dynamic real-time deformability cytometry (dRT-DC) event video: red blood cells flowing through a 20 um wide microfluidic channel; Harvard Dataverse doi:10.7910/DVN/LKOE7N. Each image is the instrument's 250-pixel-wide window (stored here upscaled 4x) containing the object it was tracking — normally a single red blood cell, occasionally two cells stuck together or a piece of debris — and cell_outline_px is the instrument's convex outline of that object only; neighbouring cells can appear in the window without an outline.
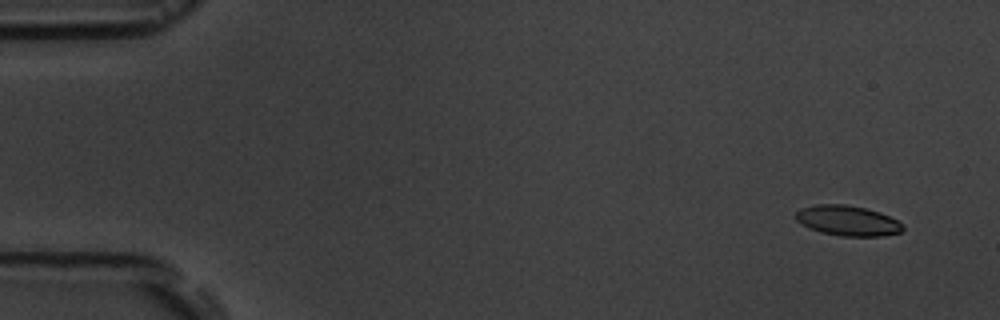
{"species": "common noctule bat (a hibernating species)", "species_latin": "Nyctalus noctula", "temperature_condition": "room temperature", "stored_images_in_passage": 7, "camera_frame_rate_fps": 3000, "um_per_image_px": 0.085, "animal": {"sex": "male", "body_mass_g": 19.5, "forearm_length_mm": 54.6}, "frame": {"image": 1, "passage_image": 2, "time_ms": 1.0, "image_size_px": [1000, 320], "cell_outline_px": [[904, 228], [900, 232], [884, 236], [840, 236], [820, 232], [808, 228], [800, 224], [796, 220], [796, 212], [800, 208], [816, 204], [848, 204], [880, 212], [904, 224]], "centroid_in_image_um": [72.02, 18.75], "position_along_channel_um": 13.0, "area_um2": 19.02}}
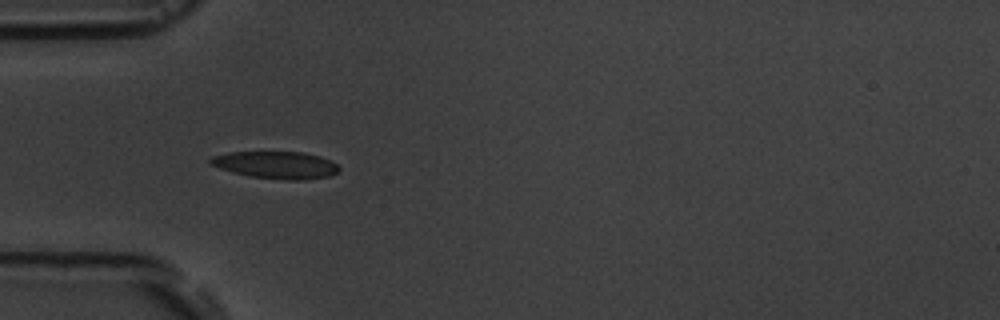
{"frame": {"image": 2, "passage_image": 6, "time_ms": 5.667, "image_size_px": [1000, 320], "cell_outline_px": [[340, 168], [336, 172], [328, 176], [300, 180], [284, 180], [248, 176], [232, 172], [208, 164], [208, 160], [212, 156], [228, 152], [304, 152], [320, 156], [336, 164]], "centroid_in_image_um": [23.4, 14.02], "position_along_channel_um": 61.6, "area_um2": 20.4}}
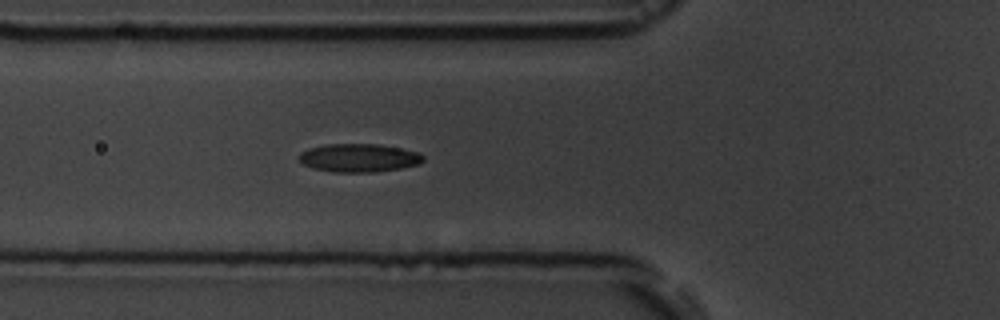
{"frame": {"image": 3, "passage_image": 7, "time_ms": 6.667, "image_size_px": [1000, 320], "cell_outline_px": [[424, 160], [420, 164], [400, 168], [376, 172], [332, 172], [316, 168], [304, 164], [296, 156], [300, 152], [308, 148], [324, 144], [376, 144], [400, 148], [420, 152], [424, 156]], "centroid_in_image_um": [30.51, 13.41], "position_along_channel_um": 95.3, "area_um2": 20.58}}